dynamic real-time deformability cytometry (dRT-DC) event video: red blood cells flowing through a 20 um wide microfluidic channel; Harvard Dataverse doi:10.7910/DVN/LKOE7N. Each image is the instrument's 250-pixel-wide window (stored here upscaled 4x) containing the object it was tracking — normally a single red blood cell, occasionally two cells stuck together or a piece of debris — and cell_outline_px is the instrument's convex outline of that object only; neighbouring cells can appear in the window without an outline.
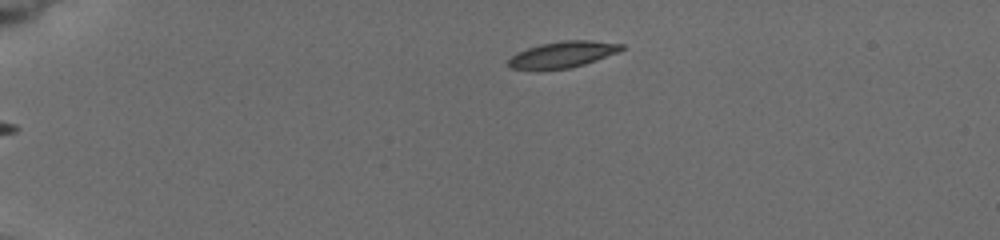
{"species": "common noctule bat (a hibernating species)", "species_latin": "Nyctalus noctula", "temperature_condition": "cold", "stored_images_in_passage": 5, "camera_frame_rate_fps": 3000, "um_per_image_px": 0.085, "animal": {"sex": "female", "body_mass_g": 19.5, "forearm_length_mm": 54.1}, "frame": {"image": 1, "passage_image": 1, "time_ms": 0.0, "image_size_px": [1000, 240], "cell_outline_px": [[624, 48], [616, 52], [596, 60], [584, 64], [568, 68], [512, 68], [508, 64], [508, 60], [516, 52], [540, 44], [560, 40], [592, 40], [624, 44]], "centroid_in_image_um": [47.85, 4.59], "position_along_channel_um": 37.1, "area_um2": 16.82}}
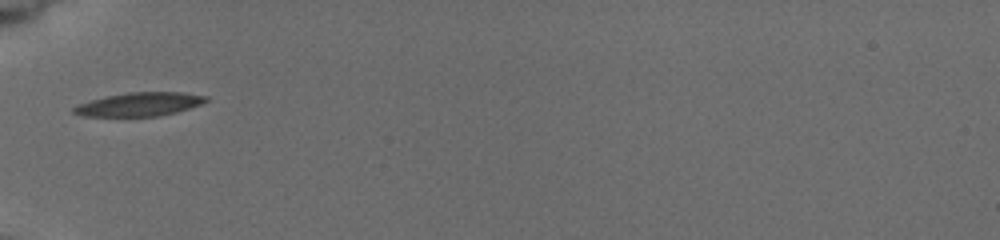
{"frame": {"image": 2, "passage_image": 4, "time_ms": 2.667, "image_size_px": [1000, 240], "cell_outline_px": [[208, 100], [200, 104], [176, 112], [160, 116], [80, 116], [72, 112], [72, 108], [76, 104], [104, 96], [128, 92], [184, 92], [208, 96]], "centroid_in_image_um": [11.8, 8.86], "position_along_channel_um": 73.2, "area_um2": 18.32}}